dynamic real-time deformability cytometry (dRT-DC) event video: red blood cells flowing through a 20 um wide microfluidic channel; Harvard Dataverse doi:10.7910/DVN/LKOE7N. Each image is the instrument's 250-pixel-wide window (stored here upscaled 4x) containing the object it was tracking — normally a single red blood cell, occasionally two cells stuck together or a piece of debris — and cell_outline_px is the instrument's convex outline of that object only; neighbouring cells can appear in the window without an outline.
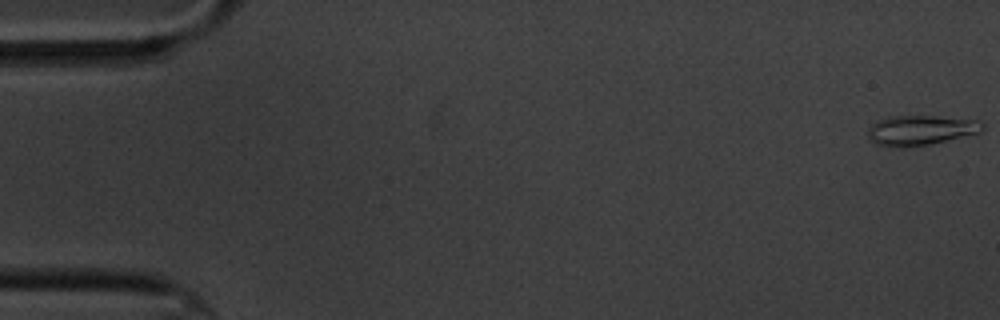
{"species": "common noctule bat (a hibernating species)", "species_latin": "Nyctalus noctula", "temperature_condition": "cold", "stored_images_in_passage": 4, "camera_frame_rate_fps": 3000, "um_per_image_px": 0.085, "animal": {"sex": "male", "body_mass_g": 20.1, "forearm_length_mm": 53.5}, "frame": {"image": 1, "passage_image": 1, "time_ms": 0.0, "image_size_px": [1000, 320], "cell_outline_px": [[984, 128], [980, 132], [928, 144], [900, 148], [876, 144], [868, 136], [868, 128], [872, 124], [888, 116], [936, 116], [976, 120], [984, 124]], "centroid_in_image_um": [78.22, 11.06], "position_along_channel_um": 6.8, "area_um2": 19.65}}